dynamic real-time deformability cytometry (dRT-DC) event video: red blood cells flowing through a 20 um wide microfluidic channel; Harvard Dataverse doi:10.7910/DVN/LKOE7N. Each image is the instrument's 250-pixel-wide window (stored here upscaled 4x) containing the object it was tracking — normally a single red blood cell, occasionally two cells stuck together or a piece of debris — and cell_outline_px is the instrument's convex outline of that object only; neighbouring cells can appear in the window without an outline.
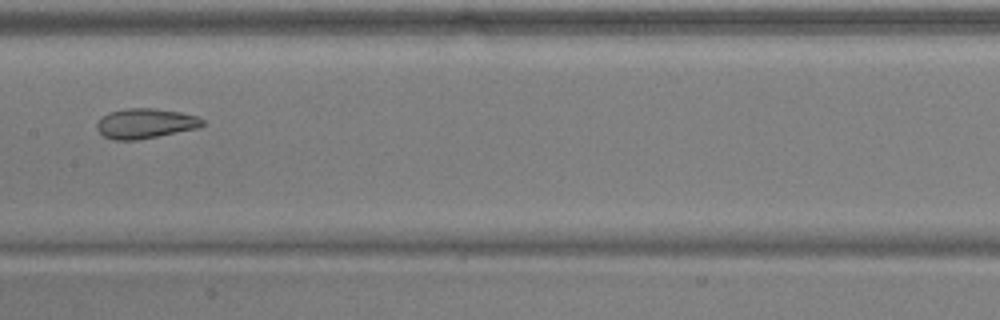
{"species": "common noctule bat (a hibernating species)", "species_latin": "Nyctalus noctula", "temperature_condition": "warm", "stored_images_in_passage": 9, "camera_frame_rate_fps": 3000, "um_per_image_px": 0.085, "animal": {"sex": "male", "body_mass_g": 17.9, "forearm_length_mm": 54.2}, "frame": {"image": 1, "passage_image": 7, "time_ms": 2.0, "image_size_px": [1000, 320], "cell_outline_px": [[204, 124], [196, 128], [136, 140], [112, 140], [104, 136], [96, 128], [96, 124], [108, 112], [128, 108], [152, 108], [180, 112], [196, 116], [204, 120]], "centroid_in_image_um": [12.32, 10.49], "position_along_channel_um": 195.1, "area_um2": 18.15}}
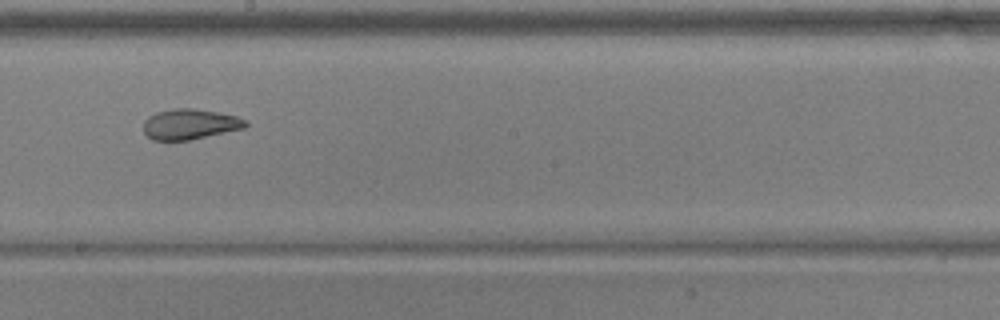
{"frame": {"image": 2, "passage_image": 8, "time_ms": 2.333, "image_size_px": [1000, 320], "cell_outline_px": [[248, 124], [244, 128], [188, 140], [152, 140], [144, 132], [144, 120], [148, 116], [156, 112], [172, 108], [196, 108], [236, 116], [248, 120]], "centroid_in_image_um": [16.13, 10.54], "position_along_channel_um": 232.1, "area_um2": 18.09}}